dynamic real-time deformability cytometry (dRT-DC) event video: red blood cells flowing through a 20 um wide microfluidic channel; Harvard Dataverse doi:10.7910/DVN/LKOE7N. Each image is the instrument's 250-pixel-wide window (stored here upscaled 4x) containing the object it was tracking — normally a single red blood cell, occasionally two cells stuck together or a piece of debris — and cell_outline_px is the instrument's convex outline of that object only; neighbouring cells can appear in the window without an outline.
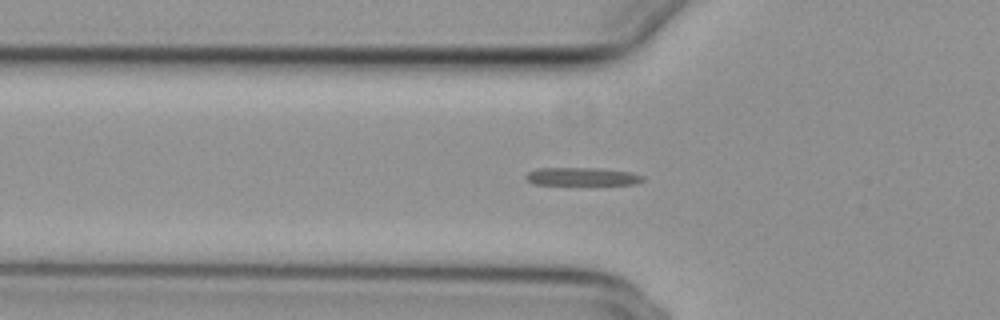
{"species": "common noctule bat (a hibernating species)", "species_latin": "Nyctalus noctula", "temperature_condition": "cold", "stored_images_in_passage": 56, "segment_of_instrument_passage": [1, 2], "camera_frame_rate_fps": 3000, "um_per_image_px": 0.085, "animal": {"sex": "female", "body_mass_g": 29.2, "forearm_length_mm": 56.3}, "frame": {"image": 1, "passage_image": 19, "time_ms": 6.0, "image_size_px": [1000, 320], "cell_outline_px": [[644, 180], [636, 184], [532, 184], [524, 176], [528, 172], [536, 168], [596, 168], [632, 172], [644, 176]], "centroid_in_image_um": [49.47, 15.0], "position_along_channel_um": 76.3, "area_um2": 12.2}}
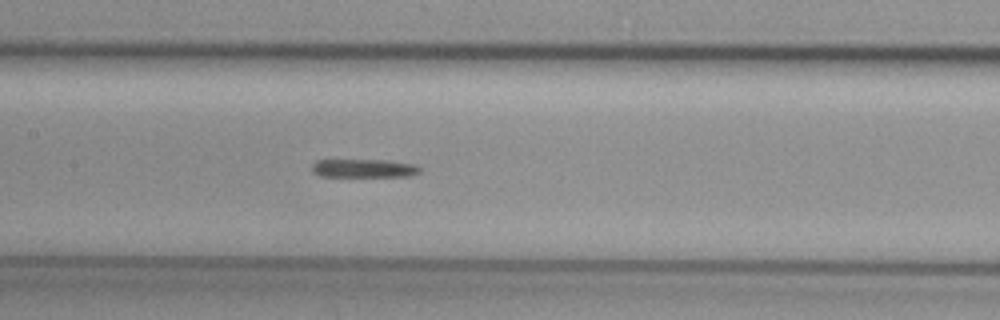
{"frame": {"image": 2, "passage_image": 27, "time_ms": 8.667, "image_size_px": [1000, 320], "cell_outline_px": [[424, 168], [420, 172], [412, 176], [320, 176], [312, 172], [312, 164], [316, 160], [388, 160], [416, 164]], "centroid_in_image_um": [30.99, 14.3], "position_along_channel_um": 176.4, "area_um2": 11.73}}
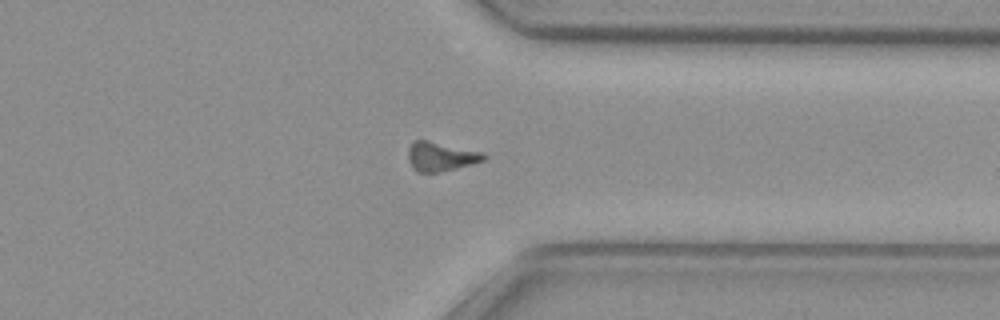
{"frame": {"image": 3, "passage_image": 43, "time_ms": 14.0, "image_size_px": [1000, 320], "cell_outline_px": [[488, 156], [484, 160], [472, 164], [440, 172], [416, 172], [412, 168], [408, 160], [408, 148], [412, 140], [428, 140], [484, 152]], "centroid_in_image_um": [37.45, 13.29], "position_along_channel_um": 373.9, "area_um2": 13.06}}